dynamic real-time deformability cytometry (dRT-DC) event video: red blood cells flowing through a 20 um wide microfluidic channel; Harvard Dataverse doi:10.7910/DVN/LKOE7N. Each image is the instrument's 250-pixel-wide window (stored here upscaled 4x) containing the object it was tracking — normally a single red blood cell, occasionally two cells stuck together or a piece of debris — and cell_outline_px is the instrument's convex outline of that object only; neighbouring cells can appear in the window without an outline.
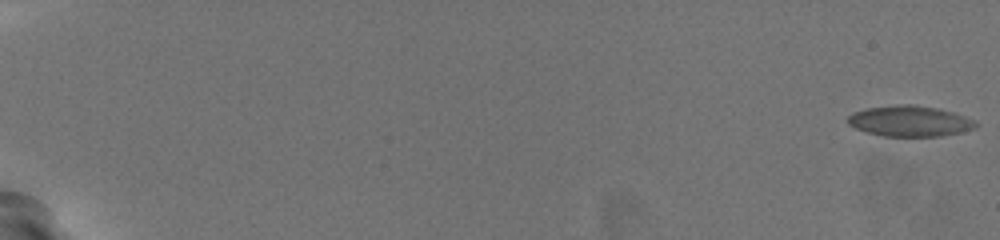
{"species": "common noctule bat (a hibernating species)", "species_latin": "Nyctalus noctula", "temperature_condition": "warm", "stored_images_in_passage": 60, "camera_frame_rate_fps": 3000, "um_per_image_px": 0.085, "animal": {"sex": "female", "body_mass_g": 19.5, "forearm_length_mm": 54.1}, "frame": {"image": 1, "passage_image": 1, "time_ms": 0.0, "image_size_px": [1000, 240], "cell_outline_px": [[980, 124], [976, 128], [944, 136], [884, 136], [868, 132], [856, 128], [848, 124], [844, 120], [852, 112], [864, 108], [896, 104], [916, 104], [936, 108], [952, 112], [976, 120]], "centroid_in_image_um": [77.32, 10.28], "position_along_channel_um": 7.7, "area_um2": 23.24}}
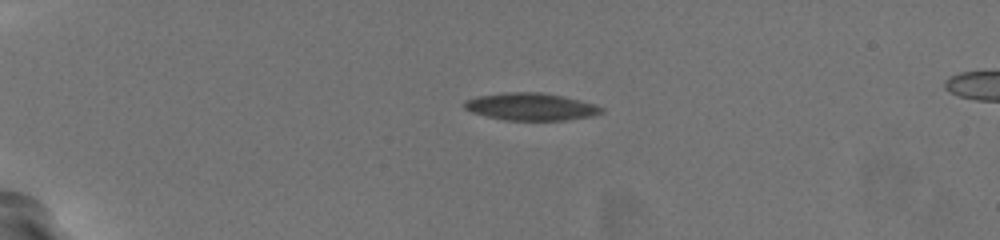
{"frame": {"image": 2, "passage_image": 17, "time_ms": 5.333, "image_size_px": [1000, 240], "cell_outline_px": [[604, 112], [592, 116], [564, 120], [504, 120], [472, 112], [464, 108], [460, 104], [464, 100], [476, 96], [504, 92], [540, 92], [560, 96], [596, 104], [604, 108]], "centroid_in_image_um": [45.08, 9.06], "position_along_channel_um": 39.9, "area_um2": 21.91}}
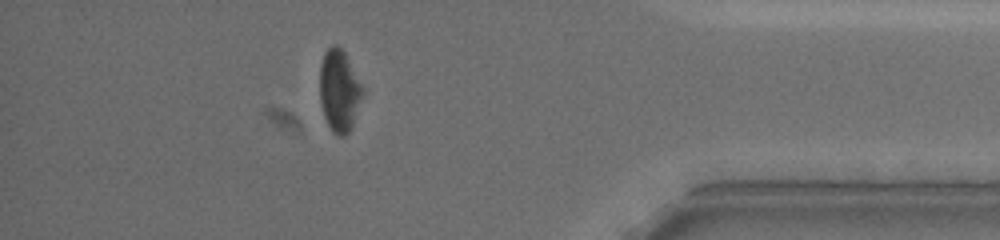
{"frame": {"image": 3, "passage_image": 54, "time_ms": 17.667, "image_size_px": [1000, 240], "cell_outline_px": [[364, 92], [352, 128], [344, 136], [340, 136], [332, 132], [324, 116], [320, 104], [320, 64], [324, 52], [332, 44], [336, 44], [344, 52], [364, 88]], "centroid_in_image_um": [28.84, 7.71], "position_along_channel_um": 406.4, "area_um2": 20.58}, "authors_computed_cell_mechanics": {"area_um2": 22.9177, "velocity_mm_per_s": 3.7375, "shape_relaxation_time_tau1_ms": 6.7874, "shape_relaxation_time_tau2_ms": 3.1759, "deformation_change_tau1": 0.1714, "deformation_change_tau2": 0.0999}}